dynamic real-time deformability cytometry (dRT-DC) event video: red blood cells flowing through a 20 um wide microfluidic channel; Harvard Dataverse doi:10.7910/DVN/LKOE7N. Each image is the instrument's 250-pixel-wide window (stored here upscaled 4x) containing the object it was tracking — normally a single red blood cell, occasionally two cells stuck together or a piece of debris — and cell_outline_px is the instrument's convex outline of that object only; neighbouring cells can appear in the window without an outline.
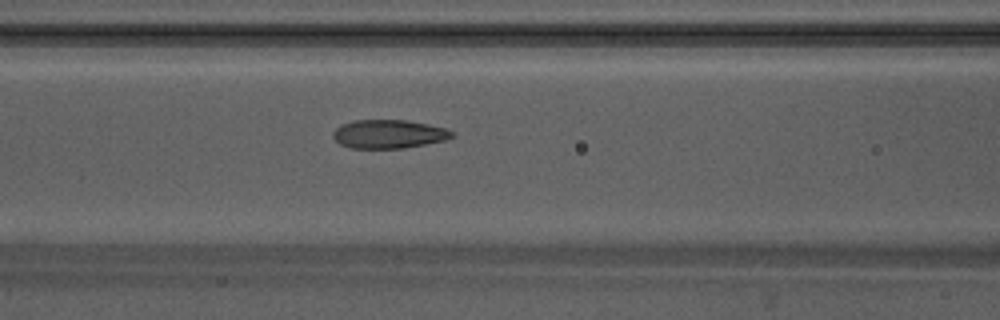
{"species": "Egyptian fruit bat (a non-hibernating species)", "species_latin": "Rousettus aegyptiacus", "temperature_condition": "warm", "stored_images_in_passage": 44, "camera_frame_rate_fps": 3000, "um_per_image_px": 0.085, "animal": {"sex": "male"}, "frame": {"image": 1, "passage_image": 12, "time_ms": 3.667, "image_size_px": [1000, 320], "cell_outline_px": [[452, 136], [448, 140], [404, 148], [352, 148], [340, 144], [332, 136], [332, 132], [340, 124], [356, 120], [404, 120], [428, 124], [444, 128], [452, 132]], "centroid_in_image_um": [33.01, 11.39], "position_along_channel_um": 133.6, "area_um2": 19.77}}
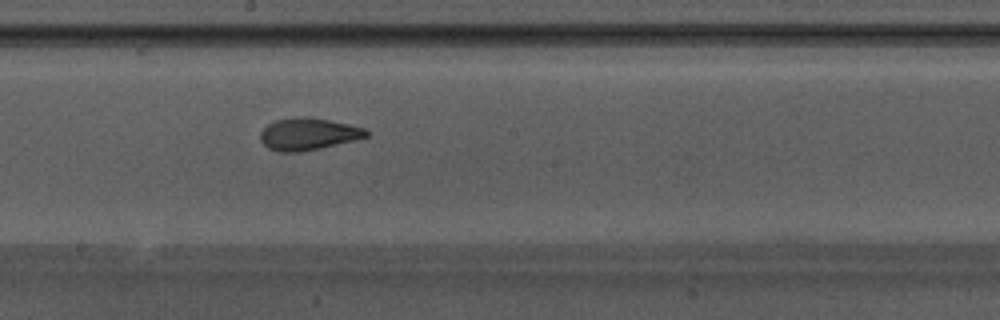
{"frame": {"image": 2, "passage_image": 19, "time_ms": 6.0, "image_size_px": [1000, 320], "cell_outline_px": [[368, 136], [356, 140], [320, 148], [300, 152], [280, 152], [268, 148], [260, 140], [260, 132], [268, 124], [276, 120], [296, 116], [312, 116], [348, 124], [364, 128], [368, 132]], "centroid_in_image_um": [26.19, 11.38], "position_along_channel_um": 222.0, "area_um2": 19.94}}
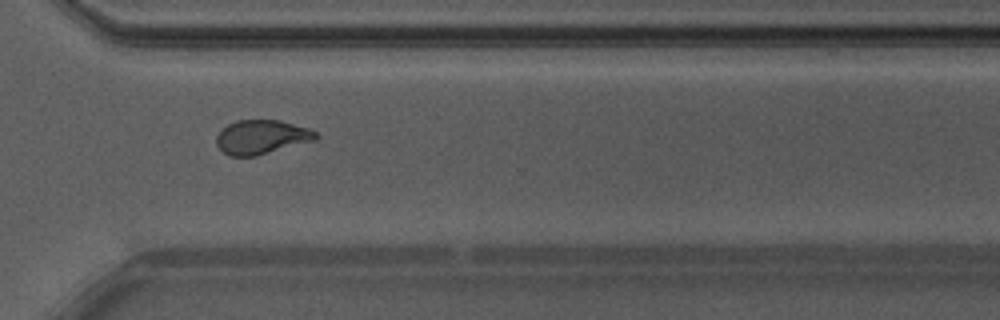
{"frame": {"image": 3, "passage_image": 29, "time_ms": 9.333, "image_size_px": [1000, 320], "cell_outline_px": [[320, 136], [316, 140], [256, 156], [228, 156], [216, 144], [216, 136], [228, 124], [236, 120], [280, 120], [308, 128], [316, 132]], "centroid_in_image_um": [22.25, 11.65], "position_along_channel_um": 348.4, "area_um2": 19.77}, "authors_computed_cell_mechanics": {"area_um2": 19.7676, "velocity_mm_per_s": 3.793, "shape_relaxation_time_tau1_ms": 6.2109, "shape_relaxation_time_tau2_ms": 1.2029, "deformation_change_tau1": 0.185, "deformation_change_tau2": 0.061}}